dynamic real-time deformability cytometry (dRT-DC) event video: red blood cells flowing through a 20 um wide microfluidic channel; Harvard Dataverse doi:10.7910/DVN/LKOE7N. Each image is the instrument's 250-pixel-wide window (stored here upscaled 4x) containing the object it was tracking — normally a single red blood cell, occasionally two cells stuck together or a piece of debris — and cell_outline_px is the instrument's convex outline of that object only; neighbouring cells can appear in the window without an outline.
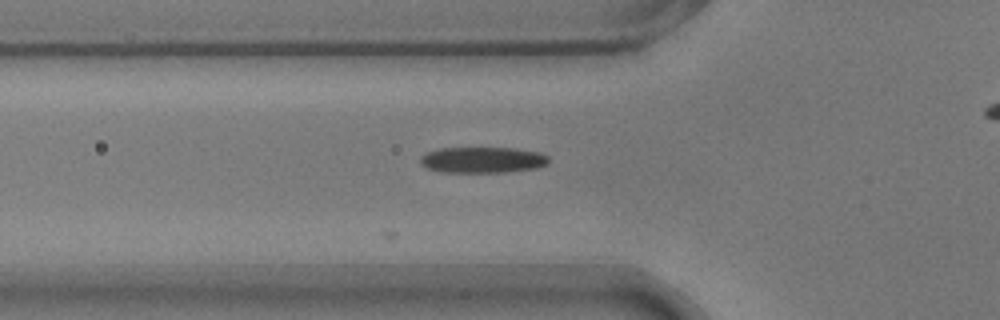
{"species": "common noctule bat (a hibernating species)", "species_latin": "Nyctalus noctula", "temperature_condition": "warm", "stored_images_in_passage": 17, "camera_frame_rate_fps": 3000, "um_per_image_px": 0.085, "animal": {"sex": "male", "body_mass_g": 17.9}, "frame": {"image": 1, "passage_image": 2, "time_ms": 0.333, "image_size_px": [1000, 320], "cell_outline_px": [[548, 164], [536, 168], [504, 172], [440, 172], [428, 168], [420, 164], [420, 156], [424, 152], [440, 148], [516, 148], [540, 152], [548, 156]], "centroid_in_image_um": [40.99, 13.58], "position_along_channel_um": 84.8, "area_um2": 19.59}}
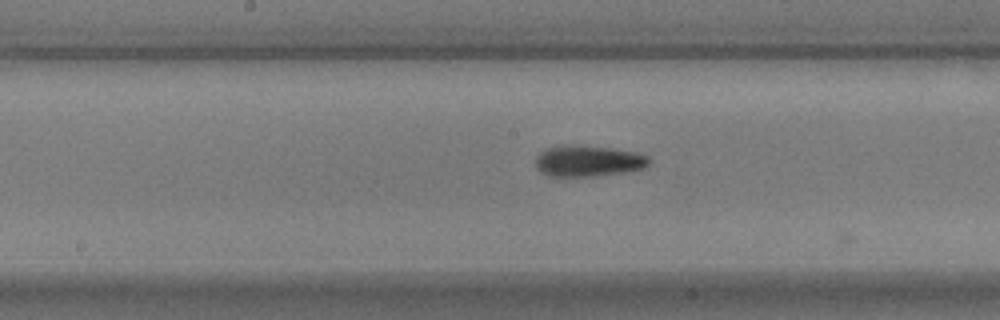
{"frame": {"image": 2, "passage_image": 11, "time_ms": 3.333, "image_size_px": [1000, 320], "cell_outline_px": [[652, 160], [644, 168], [628, 172], [596, 176], [548, 176], [540, 172], [536, 168], [536, 156], [544, 148], [568, 144], [572, 144], [608, 148], [636, 152], [648, 156]], "centroid_in_image_um": [49.98, 13.68], "position_along_channel_um": 198.2, "area_um2": 20.87}}
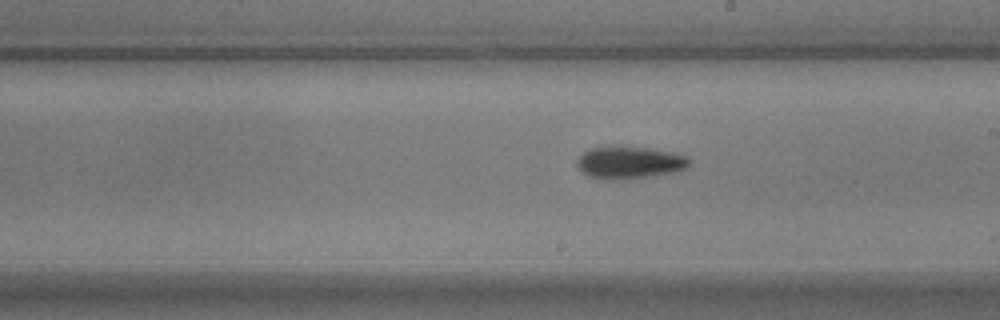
{"frame": {"image": 3, "passage_image": 14, "time_ms": 4.333, "image_size_px": [1000, 320], "cell_outline_px": [[692, 160], [684, 168], [676, 172], [648, 176], [608, 180], [588, 176], [576, 164], [576, 160], [588, 148], [608, 144], [612, 144], [648, 148], [672, 152], [688, 156]], "centroid_in_image_um": [53.48, 13.77], "position_along_channel_um": 235.5, "area_um2": 21.44}}